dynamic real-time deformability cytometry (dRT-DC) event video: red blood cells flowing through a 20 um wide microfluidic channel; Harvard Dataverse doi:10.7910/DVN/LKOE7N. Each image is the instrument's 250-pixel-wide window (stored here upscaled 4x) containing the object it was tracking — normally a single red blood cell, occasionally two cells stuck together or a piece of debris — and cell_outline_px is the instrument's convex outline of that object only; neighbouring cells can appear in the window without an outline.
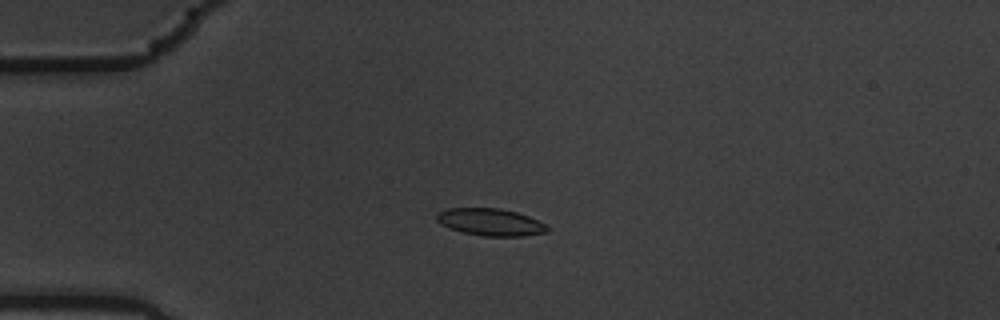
{"species": "common noctule bat (a hibernating species)", "species_latin": "Nyctalus noctula", "temperature_condition": "warm", "stored_images_in_passage": 58, "camera_frame_rate_fps": 3000, "um_per_image_px": 0.085, "animal": {"sex": "male", "body_mass_g": 19.5, "forearm_length_mm": 54.6}, "frame": {"image": 1, "passage_image": 16, "time_ms": 5.0, "image_size_px": [1000, 320], "cell_outline_px": [[552, 228], [548, 232], [524, 236], [484, 236], [464, 232], [440, 224], [436, 220], [436, 216], [440, 212], [448, 208], [500, 208], [516, 212], [528, 216]], "centroid_in_image_um": [41.73, 18.88], "position_along_channel_um": 43.3, "area_um2": 17.4}}
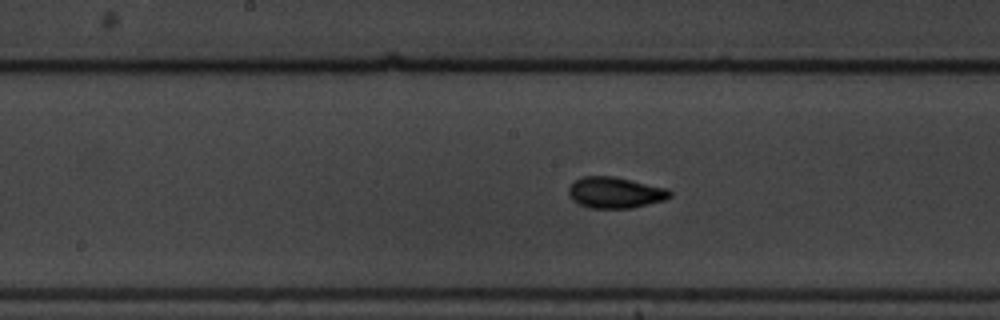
{"frame": {"image": 2, "passage_image": 31, "time_ms": 10.0, "image_size_px": [1000, 320], "cell_outline_px": [[672, 196], [664, 200], [632, 208], [588, 208], [572, 200], [568, 192], [568, 188], [576, 180], [584, 176], [612, 176], [668, 188], [672, 192]], "centroid_in_image_um": [52.3, 16.37], "position_along_channel_um": 195.9, "area_um2": 18.32}}
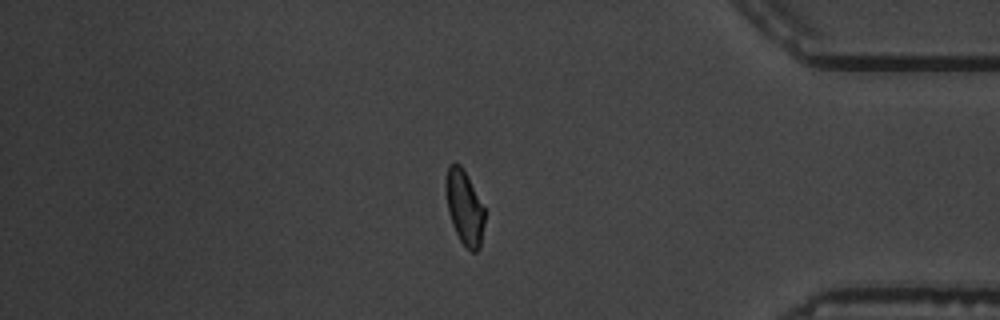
{"frame": {"image": 3, "passage_image": 50, "time_ms": 16.333, "image_size_px": [1000, 320], "cell_outline_px": [[484, 224], [480, 248], [476, 252], [472, 252], [460, 240], [452, 224], [448, 212], [444, 188], [444, 184], [448, 164], [460, 164], [464, 168], [484, 208]], "centroid_in_image_um": [39.45, 17.6], "position_along_channel_um": 395.7, "area_um2": 16.94}, "authors_computed_cell_mechanics": {"area_um2": 17.4267, "velocity_mm_per_s": 3.5733, "shape_relaxation_time_tau1_ms": 3.5368, "shape_relaxation_time_tau2_ms": 1.1954, "deformation_change_tau1": 0.1573, "deformation_change_tau2": 0.07}}